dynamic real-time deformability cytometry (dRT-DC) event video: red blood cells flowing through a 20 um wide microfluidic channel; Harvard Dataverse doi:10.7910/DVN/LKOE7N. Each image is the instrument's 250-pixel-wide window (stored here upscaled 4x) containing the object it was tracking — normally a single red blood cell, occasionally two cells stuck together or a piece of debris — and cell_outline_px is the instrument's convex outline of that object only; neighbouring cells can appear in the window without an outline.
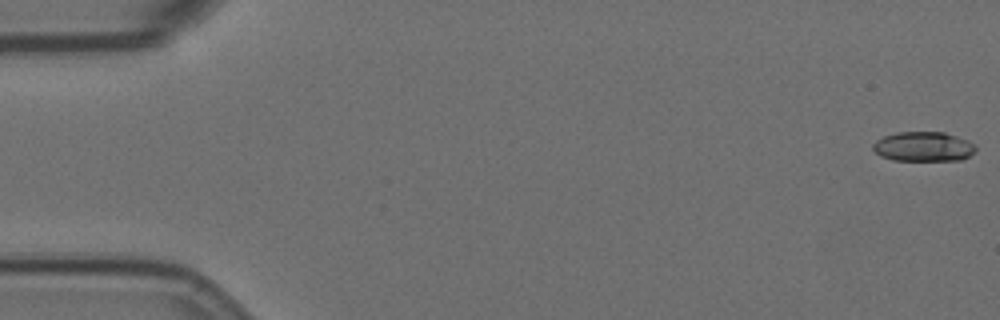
{"species": "Egyptian fruit bat (a non-hibernating species)", "species_latin": "Rousettus aegyptiacus", "temperature_condition": "room temperature", "stored_images_in_passage": 57, "camera_frame_rate_fps": 3000, "um_per_image_px": 0.085, "animal": {"sex": "female"}, "frame": {"image": 1, "passage_image": 1, "time_ms": 0.0, "image_size_px": [1000, 320], "cell_outline_px": [[976, 152], [960, 160], [892, 160], [880, 156], [872, 148], [872, 144], [876, 140], [884, 136], [896, 132], [944, 132], [968, 140], [976, 148]], "centroid_in_image_um": [78.47, 12.46], "position_along_channel_um": 6.5, "area_um2": 17.74}}
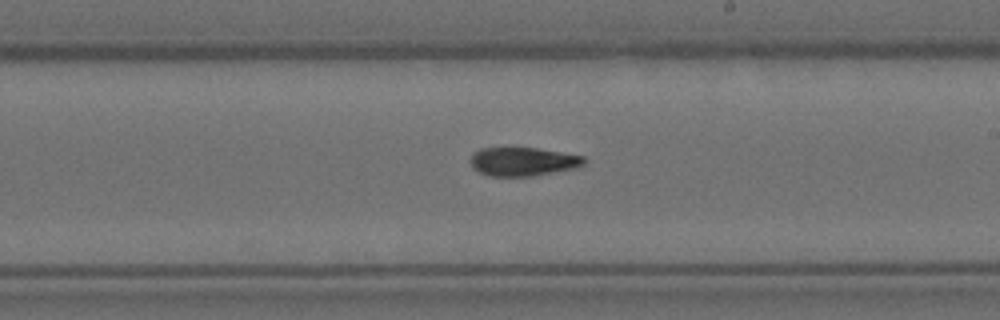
{"frame": {"image": 2, "passage_image": 33, "time_ms": 10.667, "image_size_px": [1000, 320], "cell_outline_px": [[588, 160], [584, 164], [572, 168], [532, 176], [488, 176], [472, 168], [472, 152], [480, 148], [536, 148], [584, 156]], "centroid_in_image_um": [44.43, 13.73], "position_along_channel_um": 244.6, "area_um2": 18.79}}
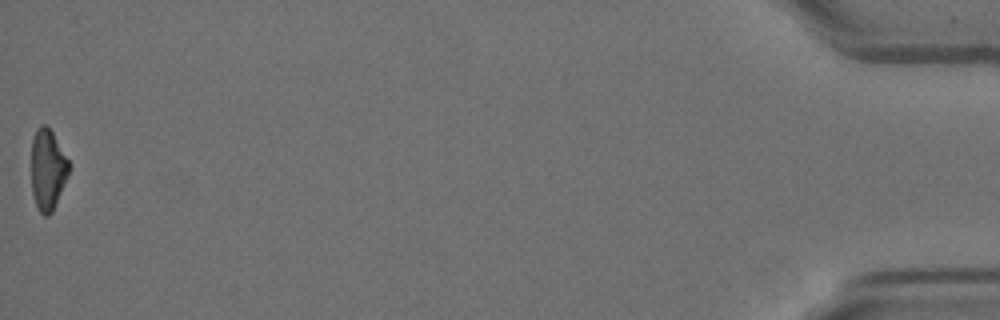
{"frame": {"image": 3, "passage_image": 57, "time_ms": 18.667, "image_size_px": [1000, 320], "cell_outline_px": [[68, 176], [52, 212], [48, 216], [44, 216], [40, 212], [36, 204], [32, 192], [32, 136], [36, 128], [40, 124], [48, 124], [68, 160]], "centroid_in_image_um": [4.04, 14.37], "position_along_channel_um": 431.2, "area_um2": 17.63}, "authors_computed_cell_mechanics": {"area_um2": 18.9584, "velocity_mm_per_s": 3.5972, "shape_relaxation_time_tau1_ms": 8.5189, "shape_relaxation_time_tau2_ms": 8.1252, "deformation_change_tau1": 0.2183, "deformation_change_tau2": 0.1838}}